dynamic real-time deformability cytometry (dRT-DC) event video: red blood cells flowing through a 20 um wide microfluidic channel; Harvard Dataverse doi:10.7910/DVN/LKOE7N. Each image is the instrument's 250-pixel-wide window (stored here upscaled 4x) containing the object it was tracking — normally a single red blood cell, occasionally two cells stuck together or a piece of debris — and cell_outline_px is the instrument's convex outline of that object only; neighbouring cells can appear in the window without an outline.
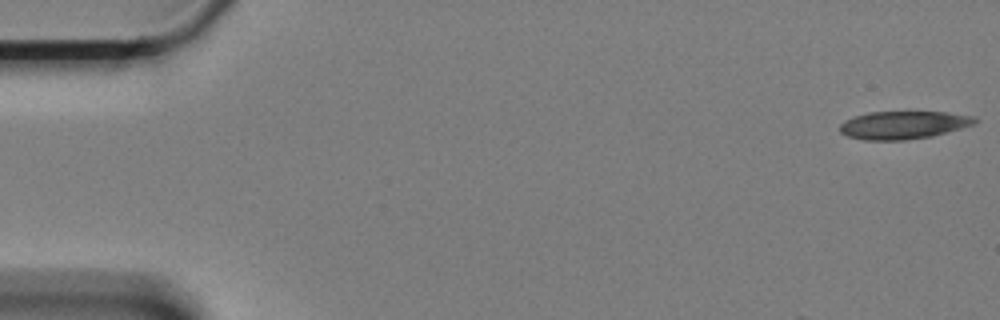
{"species": "Egyptian fruit bat (a non-hibernating species)", "species_latin": "Rousettus aegyptiacus", "temperature_condition": "cold", "stored_images_in_passage": 8, "camera_frame_rate_fps": 3000, "um_per_image_px": 0.085, "animal": {"sex": "female"}, "frame": {"image": 1, "passage_image": 1, "time_ms": 0.0, "image_size_px": [1000, 320], "cell_outline_px": [[980, 120], [976, 124], [932, 136], [904, 140], [864, 140], [848, 136], [840, 132], [840, 124], [844, 120], [868, 112], [948, 112], [976, 116]], "centroid_in_image_um": [76.84, 10.62], "position_along_channel_um": 8.2, "area_um2": 22.08}}